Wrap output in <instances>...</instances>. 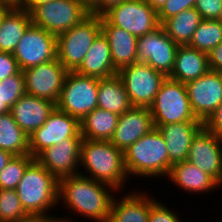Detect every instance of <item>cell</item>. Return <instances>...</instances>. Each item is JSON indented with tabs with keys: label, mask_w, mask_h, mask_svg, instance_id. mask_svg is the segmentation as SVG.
Listing matches in <instances>:
<instances>
[{
	"label": "cell",
	"mask_w": 222,
	"mask_h": 222,
	"mask_svg": "<svg viewBox=\"0 0 222 222\" xmlns=\"http://www.w3.org/2000/svg\"><path fill=\"white\" fill-rule=\"evenodd\" d=\"M196 0H168L158 12L159 23L162 24L166 19L179 14L180 12L194 8Z\"/></svg>",
	"instance_id": "d590c367"
},
{
	"label": "cell",
	"mask_w": 222,
	"mask_h": 222,
	"mask_svg": "<svg viewBox=\"0 0 222 222\" xmlns=\"http://www.w3.org/2000/svg\"><path fill=\"white\" fill-rule=\"evenodd\" d=\"M194 8L202 19H221L222 0H196Z\"/></svg>",
	"instance_id": "8d00e7d4"
},
{
	"label": "cell",
	"mask_w": 222,
	"mask_h": 222,
	"mask_svg": "<svg viewBox=\"0 0 222 222\" xmlns=\"http://www.w3.org/2000/svg\"><path fill=\"white\" fill-rule=\"evenodd\" d=\"M202 20L195 8H189L166 19L161 25L177 45H188Z\"/></svg>",
	"instance_id": "f1b7e54d"
},
{
	"label": "cell",
	"mask_w": 222,
	"mask_h": 222,
	"mask_svg": "<svg viewBox=\"0 0 222 222\" xmlns=\"http://www.w3.org/2000/svg\"><path fill=\"white\" fill-rule=\"evenodd\" d=\"M4 4H7L11 7H22L25 0H1Z\"/></svg>",
	"instance_id": "7dc6e473"
},
{
	"label": "cell",
	"mask_w": 222,
	"mask_h": 222,
	"mask_svg": "<svg viewBox=\"0 0 222 222\" xmlns=\"http://www.w3.org/2000/svg\"><path fill=\"white\" fill-rule=\"evenodd\" d=\"M222 187V140L204 126L193 137L186 159Z\"/></svg>",
	"instance_id": "2e32d148"
},
{
	"label": "cell",
	"mask_w": 222,
	"mask_h": 222,
	"mask_svg": "<svg viewBox=\"0 0 222 222\" xmlns=\"http://www.w3.org/2000/svg\"><path fill=\"white\" fill-rule=\"evenodd\" d=\"M20 71L17 60L12 53L0 52V81Z\"/></svg>",
	"instance_id": "74e56055"
},
{
	"label": "cell",
	"mask_w": 222,
	"mask_h": 222,
	"mask_svg": "<svg viewBox=\"0 0 222 222\" xmlns=\"http://www.w3.org/2000/svg\"><path fill=\"white\" fill-rule=\"evenodd\" d=\"M209 70L207 53L188 45H179L174 68L169 78L186 84L201 77Z\"/></svg>",
	"instance_id": "d4e9b609"
},
{
	"label": "cell",
	"mask_w": 222,
	"mask_h": 222,
	"mask_svg": "<svg viewBox=\"0 0 222 222\" xmlns=\"http://www.w3.org/2000/svg\"><path fill=\"white\" fill-rule=\"evenodd\" d=\"M14 155L11 154L10 152L4 151L0 149V171L5 168V166L8 164V162L10 161V159L13 157Z\"/></svg>",
	"instance_id": "bcb514c9"
},
{
	"label": "cell",
	"mask_w": 222,
	"mask_h": 222,
	"mask_svg": "<svg viewBox=\"0 0 222 222\" xmlns=\"http://www.w3.org/2000/svg\"><path fill=\"white\" fill-rule=\"evenodd\" d=\"M178 46L165 32L162 25L138 37L137 62H143L169 77L174 68Z\"/></svg>",
	"instance_id": "8fae6325"
},
{
	"label": "cell",
	"mask_w": 222,
	"mask_h": 222,
	"mask_svg": "<svg viewBox=\"0 0 222 222\" xmlns=\"http://www.w3.org/2000/svg\"><path fill=\"white\" fill-rule=\"evenodd\" d=\"M185 86L194 115L204 123L222 103V74L209 70Z\"/></svg>",
	"instance_id": "9a60e30c"
},
{
	"label": "cell",
	"mask_w": 222,
	"mask_h": 222,
	"mask_svg": "<svg viewBox=\"0 0 222 222\" xmlns=\"http://www.w3.org/2000/svg\"><path fill=\"white\" fill-rule=\"evenodd\" d=\"M88 13L91 14L99 5L100 0H76Z\"/></svg>",
	"instance_id": "7bdbcfd3"
},
{
	"label": "cell",
	"mask_w": 222,
	"mask_h": 222,
	"mask_svg": "<svg viewBox=\"0 0 222 222\" xmlns=\"http://www.w3.org/2000/svg\"><path fill=\"white\" fill-rule=\"evenodd\" d=\"M25 93L57 103L68 70L56 58L22 71Z\"/></svg>",
	"instance_id": "5bb4252c"
},
{
	"label": "cell",
	"mask_w": 222,
	"mask_h": 222,
	"mask_svg": "<svg viewBox=\"0 0 222 222\" xmlns=\"http://www.w3.org/2000/svg\"><path fill=\"white\" fill-rule=\"evenodd\" d=\"M131 107L124 83L118 74L99 79L98 108L120 116Z\"/></svg>",
	"instance_id": "4316f807"
},
{
	"label": "cell",
	"mask_w": 222,
	"mask_h": 222,
	"mask_svg": "<svg viewBox=\"0 0 222 222\" xmlns=\"http://www.w3.org/2000/svg\"><path fill=\"white\" fill-rule=\"evenodd\" d=\"M4 3L0 0V7L3 5Z\"/></svg>",
	"instance_id": "f907efd6"
},
{
	"label": "cell",
	"mask_w": 222,
	"mask_h": 222,
	"mask_svg": "<svg viewBox=\"0 0 222 222\" xmlns=\"http://www.w3.org/2000/svg\"><path fill=\"white\" fill-rule=\"evenodd\" d=\"M117 190L81 174L59 179L58 203L94 222H108ZM114 193V195H113Z\"/></svg>",
	"instance_id": "6da1fadb"
},
{
	"label": "cell",
	"mask_w": 222,
	"mask_h": 222,
	"mask_svg": "<svg viewBox=\"0 0 222 222\" xmlns=\"http://www.w3.org/2000/svg\"><path fill=\"white\" fill-rule=\"evenodd\" d=\"M33 160L31 155H14L0 171V189L15 190L25 169Z\"/></svg>",
	"instance_id": "1f68e13d"
},
{
	"label": "cell",
	"mask_w": 222,
	"mask_h": 222,
	"mask_svg": "<svg viewBox=\"0 0 222 222\" xmlns=\"http://www.w3.org/2000/svg\"><path fill=\"white\" fill-rule=\"evenodd\" d=\"M13 189H0V222H15L28 217Z\"/></svg>",
	"instance_id": "d6a6232c"
},
{
	"label": "cell",
	"mask_w": 222,
	"mask_h": 222,
	"mask_svg": "<svg viewBox=\"0 0 222 222\" xmlns=\"http://www.w3.org/2000/svg\"><path fill=\"white\" fill-rule=\"evenodd\" d=\"M76 73L98 79L118 74L114 68L107 37L101 32L85 55Z\"/></svg>",
	"instance_id": "cb8c5ba5"
},
{
	"label": "cell",
	"mask_w": 222,
	"mask_h": 222,
	"mask_svg": "<svg viewBox=\"0 0 222 222\" xmlns=\"http://www.w3.org/2000/svg\"><path fill=\"white\" fill-rule=\"evenodd\" d=\"M132 106L150 107L161 84L167 78L143 62H136L118 71Z\"/></svg>",
	"instance_id": "ba28073f"
},
{
	"label": "cell",
	"mask_w": 222,
	"mask_h": 222,
	"mask_svg": "<svg viewBox=\"0 0 222 222\" xmlns=\"http://www.w3.org/2000/svg\"><path fill=\"white\" fill-rule=\"evenodd\" d=\"M157 13L167 3L168 0H144Z\"/></svg>",
	"instance_id": "f6af8a7d"
},
{
	"label": "cell",
	"mask_w": 222,
	"mask_h": 222,
	"mask_svg": "<svg viewBox=\"0 0 222 222\" xmlns=\"http://www.w3.org/2000/svg\"><path fill=\"white\" fill-rule=\"evenodd\" d=\"M98 83V78L68 71L56 107L81 122L98 107Z\"/></svg>",
	"instance_id": "52a82bcc"
},
{
	"label": "cell",
	"mask_w": 222,
	"mask_h": 222,
	"mask_svg": "<svg viewBox=\"0 0 222 222\" xmlns=\"http://www.w3.org/2000/svg\"><path fill=\"white\" fill-rule=\"evenodd\" d=\"M180 215L175 213L173 209L168 208L161 201L156 200L150 206L149 222H183Z\"/></svg>",
	"instance_id": "e575fe53"
},
{
	"label": "cell",
	"mask_w": 222,
	"mask_h": 222,
	"mask_svg": "<svg viewBox=\"0 0 222 222\" xmlns=\"http://www.w3.org/2000/svg\"><path fill=\"white\" fill-rule=\"evenodd\" d=\"M148 194L133 188L123 197L114 196L108 222H149L150 206L156 199Z\"/></svg>",
	"instance_id": "ffe728a7"
},
{
	"label": "cell",
	"mask_w": 222,
	"mask_h": 222,
	"mask_svg": "<svg viewBox=\"0 0 222 222\" xmlns=\"http://www.w3.org/2000/svg\"><path fill=\"white\" fill-rule=\"evenodd\" d=\"M167 179L189 194L209 193L220 186L211 176L185 160L172 165Z\"/></svg>",
	"instance_id": "603a6c76"
},
{
	"label": "cell",
	"mask_w": 222,
	"mask_h": 222,
	"mask_svg": "<svg viewBox=\"0 0 222 222\" xmlns=\"http://www.w3.org/2000/svg\"><path fill=\"white\" fill-rule=\"evenodd\" d=\"M203 126L222 140V103L203 123Z\"/></svg>",
	"instance_id": "f35d334b"
},
{
	"label": "cell",
	"mask_w": 222,
	"mask_h": 222,
	"mask_svg": "<svg viewBox=\"0 0 222 222\" xmlns=\"http://www.w3.org/2000/svg\"><path fill=\"white\" fill-rule=\"evenodd\" d=\"M102 17L110 25L120 27L137 38L161 25L158 13L144 0H124L106 11Z\"/></svg>",
	"instance_id": "30bf717a"
},
{
	"label": "cell",
	"mask_w": 222,
	"mask_h": 222,
	"mask_svg": "<svg viewBox=\"0 0 222 222\" xmlns=\"http://www.w3.org/2000/svg\"><path fill=\"white\" fill-rule=\"evenodd\" d=\"M154 125L194 122L185 84L167 77L149 107Z\"/></svg>",
	"instance_id": "8992f818"
},
{
	"label": "cell",
	"mask_w": 222,
	"mask_h": 222,
	"mask_svg": "<svg viewBox=\"0 0 222 222\" xmlns=\"http://www.w3.org/2000/svg\"><path fill=\"white\" fill-rule=\"evenodd\" d=\"M119 115L95 108L80 122L83 139L110 141L119 121Z\"/></svg>",
	"instance_id": "83f0119b"
},
{
	"label": "cell",
	"mask_w": 222,
	"mask_h": 222,
	"mask_svg": "<svg viewBox=\"0 0 222 222\" xmlns=\"http://www.w3.org/2000/svg\"><path fill=\"white\" fill-rule=\"evenodd\" d=\"M25 94L24 75L17 74L0 81V100L11 108Z\"/></svg>",
	"instance_id": "836d02e7"
},
{
	"label": "cell",
	"mask_w": 222,
	"mask_h": 222,
	"mask_svg": "<svg viewBox=\"0 0 222 222\" xmlns=\"http://www.w3.org/2000/svg\"><path fill=\"white\" fill-rule=\"evenodd\" d=\"M65 217V218H64ZM55 217L52 215L49 216H28L24 219L15 221V222H73L70 217Z\"/></svg>",
	"instance_id": "60d3db41"
},
{
	"label": "cell",
	"mask_w": 222,
	"mask_h": 222,
	"mask_svg": "<svg viewBox=\"0 0 222 222\" xmlns=\"http://www.w3.org/2000/svg\"><path fill=\"white\" fill-rule=\"evenodd\" d=\"M154 127L159 130L164 138L169 161L175 164L187 159L192 139L203 127V122L195 120L194 122L154 125Z\"/></svg>",
	"instance_id": "44dd1931"
},
{
	"label": "cell",
	"mask_w": 222,
	"mask_h": 222,
	"mask_svg": "<svg viewBox=\"0 0 222 222\" xmlns=\"http://www.w3.org/2000/svg\"><path fill=\"white\" fill-rule=\"evenodd\" d=\"M49 1L51 0H25L22 7L30 13L38 5L48 3Z\"/></svg>",
	"instance_id": "ee69618b"
},
{
	"label": "cell",
	"mask_w": 222,
	"mask_h": 222,
	"mask_svg": "<svg viewBox=\"0 0 222 222\" xmlns=\"http://www.w3.org/2000/svg\"><path fill=\"white\" fill-rule=\"evenodd\" d=\"M10 112V108L3 104V102L0 100V114H4Z\"/></svg>",
	"instance_id": "681fc988"
},
{
	"label": "cell",
	"mask_w": 222,
	"mask_h": 222,
	"mask_svg": "<svg viewBox=\"0 0 222 222\" xmlns=\"http://www.w3.org/2000/svg\"><path fill=\"white\" fill-rule=\"evenodd\" d=\"M31 24V15L27 10L23 7H11L0 24V52L13 54Z\"/></svg>",
	"instance_id": "484cf974"
},
{
	"label": "cell",
	"mask_w": 222,
	"mask_h": 222,
	"mask_svg": "<svg viewBox=\"0 0 222 222\" xmlns=\"http://www.w3.org/2000/svg\"><path fill=\"white\" fill-rule=\"evenodd\" d=\"M15 190L29 216H49V211L59 206V180L36 159L27 166Z\"/></svg>",
	"instance_id": "3957f363"
},
{
	"label": "cell",
	"mask_w": 222,
	"mask_h": 222,
	"mask_svg": "<svg viewBox=\"0 0 222 222\" xmlns=\"http://www.w3.org/2000/svg\"><path fill=\"white\" fill-rule=\"evenodd\" d=\"M123 1L124 0H100L98 7L91 14L102 16L110 8L119 5Z\"/></svg>",
	"instance_id": "b9f144b4"
},
{
	"label": "cell",
	"mask_w": 222,
	"mask_h": 222,
	"mask_svg": "<svg viewBox=\"0 0 222 222\" xmlns=\"http://www.w3.org/2000/svg\"><path fill=\"white\" fill-rule=\"evenodd\" d=\"M222 42V20L203 19L188 46L209 53Z\"/></svg>",
	"instance_id": "4dcf8cb0"
},
{
	"label": "cell",
	"mask_w": 222,
	"mask_h": 222,
	"mask_svg": "<svg viewBox=\"0 0 222 222\" xmlns=\"http://www.w3.org/2000/svg\"><path fill=\"white\" fill-rule=\"evenodd\" d=\"M154 127L150 108L132 106L120 115L110 142L125 152L143 135Z\"/></svg>",
	"instance_id": "ac0fdd59"
},
{
	"label": "cell",
	"mask_w": 222,
	"mask_h": 222,
	"mask_svg": "<svg viewBox=\"0 0 222 222\" xmlns=\"http://www.w3.org/2000/svg\"><path fill=\"white\" fill-rule=\"evenodd\" d=\"M56 104L33 95L24 94L10 113L19 127L30 137L48 119Z\"/></svg>",
	"instance_id": "d6986e66"
},
{
	"label": "cell",
	"mask_w": 222,
	"mask_h": 222,
	"mask_svg": "<svg viewBox=\"0 0 222 222\" xmlns=\"http://www.w3.org/2000/svg\"><path fill=\"white\" fill-rule=\"evenodd\" d=\"M101 32V16L89 14L57 36V59L68 71H75Z\"/></svg>",
	"instance_id": "5b68a950"
},
{
	"label": "cell",
	"mask_w": 222,
	"mask_h": 222,
	"mask_svg": "<svg viewBox=\"0 0 222 222\" xmlns=\"http://www.w3.org/2000/svg\"><path fill=\"white\" fill-rule=\"evenodd\" d=\"M80 166L85 171L83 173L80 170L79 174L108 184L119 192H123L126 181H129L124 164V152L110 141L82 139Z\"/></svg>",
	"instance_id": "7a4b0ae2"
},
{
	"label": "cell",
	"mask_w": 222,
	"mask_h": 222,
	"mask_svg": "<svg viewBox=\"0 0 222 222\" xmlns=\"http://www.w3.org/2000/svg\"><path fill=\"white\" fill-rule=\"evenodd\" d=\"M0 149L13 155H30L29 136L10 112L0 114Z\"/></svg>",
	"instance_id": "f546056e"
},
{
	"label": "cell",
	"mask_w": 222,
	"mask_h": 222,
	"mask_svg": "<svg viewBox=\"0 0 222 222\" xmlns=\"http://www.w3.org/2000/svg\"><path fill=\"white\" fill-rule=\"evenodd\" d=\"M11 8V6L7 5V4H3L1 7H0V24H1V21L5 15V13Z\"/></svg>",
	"instance_id": "c3c4849f"
},
{
	"label": "cell",
	"mask_w": 222,
	"mask_h": 222,
	"mask_svg": "<svg viewBox=\"0 0 222 222\" xmlns=\"http://www.w3.org/2000/svg\"><path fill=\"white\" fill-rule=\"evenodd\" d=\"M101 28L108 39L113 66L117 71L137 62L136 36L120 27L110 25L102 16Z\"/></svg>",
	"instance_id": "7402d4cb"
},
{
	"label": "cell",
	"mask_w": 222,
	"mask_h": 222,
	"mask_svg": "<svg viewBox=\"0 0 222 222\" xmlns=\"http://www.w3.org/2000/svg\"><path fill=\"white\" fill-rule=\"evenodd\" d=\"M208 65L210 70L222 74V42L208 53Z\"/></svg>",
	"instance_id": "ab89813d"
},
{
	"label": "cell",
	"mask_w": 222,
	"mask_h": 222,
	"mask_svg": "<svg viewBox=\"0 0 222 222\" xmlns=\"http://www.w3.org/2000/svg\"><path fill=\"white\" fill-rule=\"evenodd\" d=\"M21 71L57 58V36L31 24L13 53Z\"/></svg>",
	"instance_id": "7c38bea8"
},
{
	"label": "cell",
	"mask_w": 222,
	"mask_h": 222,
	"mask_svg": "<svg viewBox=\"0 0 222 222\" xmlns=\"http://www.w3.org/2000/svg\"><path fill=\"white\" fill-rule=\"evenodd\" d=\"M65 138H82L80 121L55 107L46 122L29 137L30 155L35 159Z\"/></svg>",
	"instance_id": "4fadbf2b"
},
{
	"label": "cell",
	"mask_w": 222,
	"mask_h": 222,
	"mask_svg": "<svg viewBox=\"0 0 222 222\" xmlns=\"http://www.w3.org/2000/svg\"><path fill=\"white\" fill-rule=\"evenodd\" d=\"M124 164L129 179L167 177L172 163L163 136L157 128L143 135L124 152Z\"/></svg>",
	"instance_id": "277c9868"
},
{
	"label": "cell",
	"mask_w": 222,
	"mask_h": 222,
	"mask_svg": "<svg viewBox=\"0 0 222 222\" xmlns=\"http://www.w3.org/2000/svg\"><path fill=\"white\" fill-rule=\"evenodd\" d=\"M83 138H65L42 151L35 159L58 180L77 175L80 170V147Z\"/></svg>",
	"instance_id": "e0dca14e"
},
{
	"label": "cell",
	"mask_w": 222,
	"mask_h": 222,
	"mask_svg": "<svg viewBox=\"0 0 222 222\" xmlns=\"http://www.w3.org/2000/svg\"><path fill=\"white\" fill-rule=\"evenodd\" d=\"M32 24L56 36L79 24L89 14L76 0H51L31 12Z\"/></svg>",
	"instance_id": "9c48e42d"
}]
</instances>
